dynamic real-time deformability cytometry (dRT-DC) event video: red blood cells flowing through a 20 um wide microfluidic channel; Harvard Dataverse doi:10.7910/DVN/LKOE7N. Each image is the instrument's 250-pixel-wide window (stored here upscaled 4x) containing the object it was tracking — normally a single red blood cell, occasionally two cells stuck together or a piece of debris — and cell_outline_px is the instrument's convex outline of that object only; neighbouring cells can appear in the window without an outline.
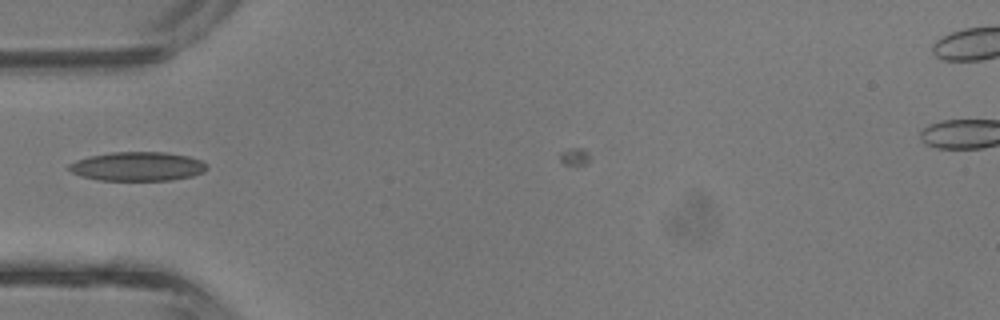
{"species": "common noctule bat (a hibernating species)", "species_latin": "Nyctalus noctula", "temperature_condition": "room temperature", "stored_images_in_passage": 5, "camera_frame_rate_fps": 3000, "um_per_image_px": 0.085, "animal": {"sex": "male", "body_mass_g": 13.3}, "frame": {"image": 1, "passage_image": 4, "time_ms": 1.0, "image_size_px": [1000, 320], "cell_outline_px": [[208, 168], [204, 172], [192, 176], [172, 180], [100, 180], [80, 176], [72, 172], [68, 168], [68, 164], [76, 160], [88, 156], [112, 152], [168, 152], [188, 156], [200, 160], [208, 164]], "centroid_in_image_um": [11.71, 14.14], "position_along_channel_um": 73.3, "area_um2": 23.47}}